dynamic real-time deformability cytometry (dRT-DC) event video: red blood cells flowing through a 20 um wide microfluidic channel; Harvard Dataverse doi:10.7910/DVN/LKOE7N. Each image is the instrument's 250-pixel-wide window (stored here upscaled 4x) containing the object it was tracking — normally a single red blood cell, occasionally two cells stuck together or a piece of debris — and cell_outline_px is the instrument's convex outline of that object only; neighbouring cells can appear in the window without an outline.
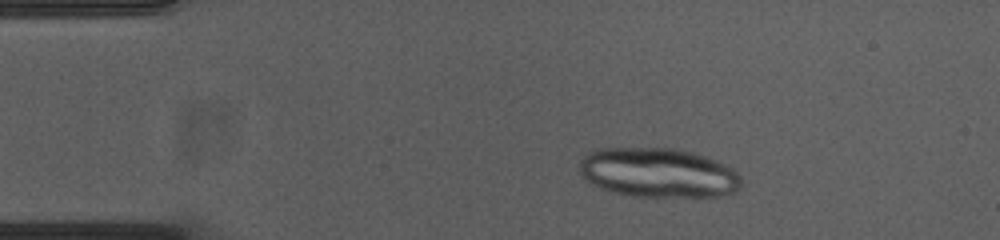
{"species": "common noctule bat (a hibernating species)", "species_latin": "Nyctalus noctula", "temperature_condition": "cold", "stored_images_in_passage": 51, "camera_frame_rate_fps": 3000, "um_per_image_px": 0.085, "animal": {"sex": "female", "body_mass_g": 23.0, "forearm_length_mm": 53.4}, "frame": {"image": 1, "passage_image": 7, "time_ms": 2.0, "image_size_px": [1000, 240], "cell_outline_px": [[740, 188], [736, 192], [720, 196], [632, 196], [600, 188], [588, 180], [580, 172], [580, 160], [588, 152], [600, 148], [672, 148], [692, 152], [716, 160], [732, 168], [740, 176]], "centroid_in_image_um": [55.96, 14.67], "position_along_channel_um": 29.0, "area_um2": 46.41}}